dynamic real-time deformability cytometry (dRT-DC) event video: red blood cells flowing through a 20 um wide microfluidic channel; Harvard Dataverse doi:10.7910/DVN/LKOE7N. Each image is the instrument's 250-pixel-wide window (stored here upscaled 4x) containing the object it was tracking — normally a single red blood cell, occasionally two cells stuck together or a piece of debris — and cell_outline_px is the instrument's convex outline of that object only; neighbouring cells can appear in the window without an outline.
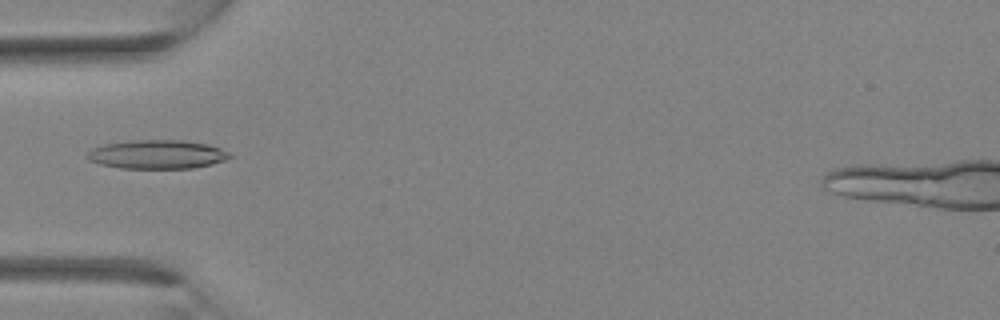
{"species": "Egyptian fruit bat (a non-hibernating species)", "species_latin": "Rousettus aegyptiacus", "temperature_condition": "room temperature", "stored_images_in_passage": 35, "camera_frame_rate_fps": 3000, "um_per_image_px": 0.085, "animal": {"sex": "female"}, "frame": {"image": 1, "passage_image": 12, "time_ms": 3.667, "image_size_px": [1000, 320], "cell_outline_px": [[232, 156], [224, 160], [212, 164], [192, 168], [120, 168], [100, 164], [88, 160], [84, 156], [92, 148], [104, 144], [128, 140], [180, 140], [208, 144], [220, 148], [228, 152]], "centroid_in_image_um": [13.31, 13.12], "position_along_channel_um": 71.7, "area_um2": 23.99}}
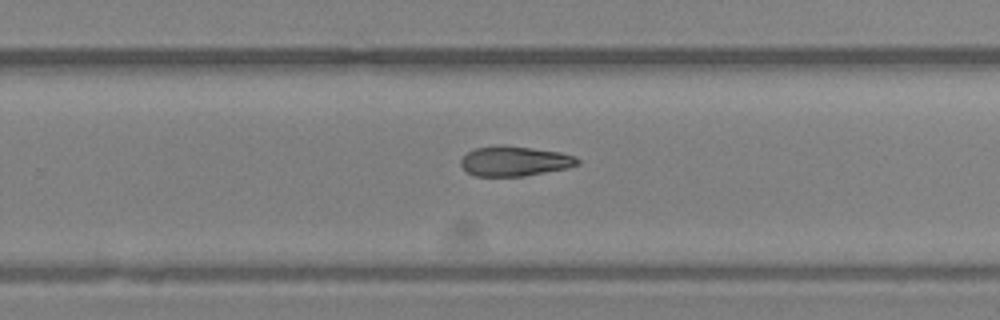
{"frame": {"image": 2, "passage_image": 23, "time_ms": 7.333, "image_size_px": [1000, 320], "cell_outline_px": [[580, 164], [568, 168], [524, 176], [476, 176], [468, 172], [460, 164], [460, 160], [468, 152], [476, 148], [496, 144], [500, 144], [532, 148], [560, 152], [576, 156], [580, 160]], "centroid_in_image_um": [43.77, 13.69], "position_along_channel_um": 286.0, "area_um2": 20.46}}
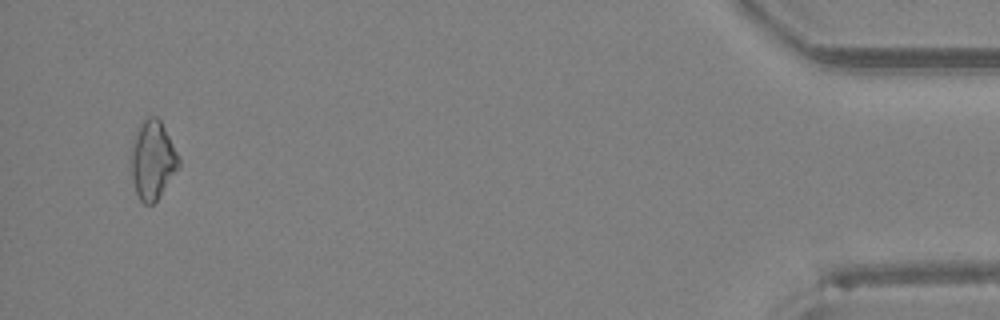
{"frame": {"image": 3, "passage_image": 34, "time_ms": 11.0, "image_size_px": [1000, 320], "cell_outline_px": [[180, 168], [156, 200], [152, 204], [144, 204], [140, 200], [136, 192], [132, 180], [132, 140], [136, 132], [144, 120], [148, 116], [156, 116], [160, 120], [180, 156]], "centroid_in_image_um": [13.0, 13.6], "position_along_channel_um": 422.2, "area_um2": 21.73}}